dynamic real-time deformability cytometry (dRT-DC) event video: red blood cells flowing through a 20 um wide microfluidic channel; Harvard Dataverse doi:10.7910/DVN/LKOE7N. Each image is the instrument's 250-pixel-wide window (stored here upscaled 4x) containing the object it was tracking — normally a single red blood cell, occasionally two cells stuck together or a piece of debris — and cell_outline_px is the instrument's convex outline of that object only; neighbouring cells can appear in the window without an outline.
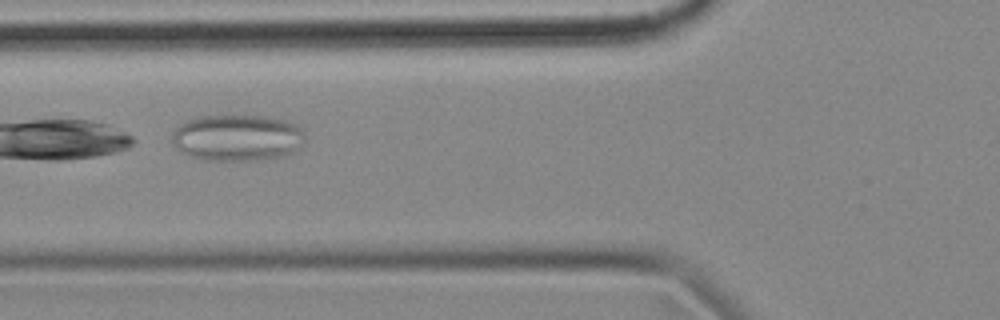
{"species": "common noctule bat (a hibernating species)", "species_latin": "Nyctalus noctula", "temperature_condition": "cold", "stored_images_in_passage": 7, "camera_frame_rate_fps": 3000, "um_per_image_px": 0.085, "animal": {"sex": "female", "body_mass_g": 18.4}, "frame": {"image": 1, "passage_image": 5, "time_ms": 1.333, "image_size_px": [1000, 320], "cell_outline_px": [[304, 140], [292, 152], [284, 156], [260, 160], [204, 160], [180, 152], [172, 144], [172, 132], [180, 124], [188, 120], [200, 116], [264, 116], [284, 120], [296, 124], [304, 132]], "centroid_in_image_um": [20.14, 11.71], "position_along_channel_um": 105.7, "area_um2": 35.95}}